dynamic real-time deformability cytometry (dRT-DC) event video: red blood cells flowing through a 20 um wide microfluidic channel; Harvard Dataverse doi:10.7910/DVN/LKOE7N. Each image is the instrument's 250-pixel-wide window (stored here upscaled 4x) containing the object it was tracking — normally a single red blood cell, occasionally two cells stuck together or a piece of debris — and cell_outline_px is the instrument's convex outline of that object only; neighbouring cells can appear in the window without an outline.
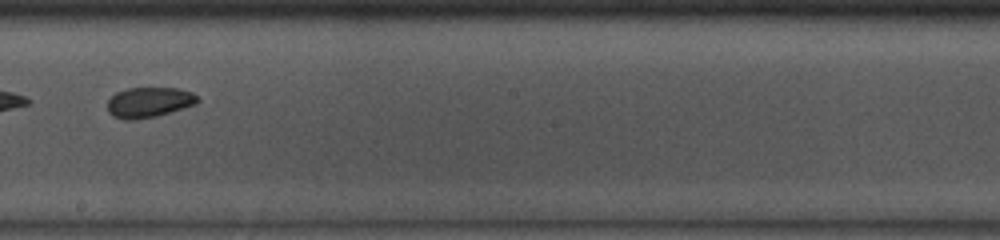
{"species": "common noctule bat (a hibernating species)", "species_latin": "Nyctalus noctula", "temperature_condition": "room temperature", "stored_images_in_passage": 36, "camera_frame_rate_fps": 3000, "um_per_image_px": 0.085, "animal": {"sex": "male", "body_mass_g": 13.0, "forearm_length_mm": 53.1}, "frame": {"image": 1, "passage_image": 16, "time_ms": 5.0, "image_size_px": [1000, 240], "cell_outline_px": [[200, 100], [196, 104], [156, 116], [132, 120], [124, 120], [112, 116], [108, 112], [108, 100], [116, 92], [128, 88], [176, 88], [192, 92]], "centroid_in_image_um": [12.64, 8.7], "position_along_channel_um": 235.6, "area_um2": 15.84}, "authors_computed_cell_mechanics": {"area_um2": 16.184, "velocity_mm_per_s": 4.1436, "shape_relaxation_time_tau1_ms": 5.8398, "shape_relaxation_time_tau2_ms": 3.3341, "deformation_change_tau1": 0.0543, "deformation_change_tau2": 0.0647}}